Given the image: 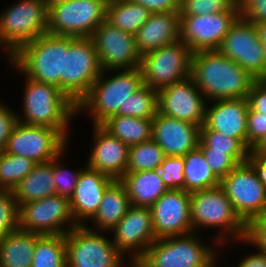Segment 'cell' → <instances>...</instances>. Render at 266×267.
<instances>
[{
  "label": "cell",
  "instance_id": "e0dca14e",
  "mask_svg": "<svg viewBox=\"0 0 266 267\" xmlns=\"http://www.w3.org/2000/svg\"><path fill=\"white\" fill-rule=\"evenodd\" d=\"M239 17V12L180 16V40L193 53L218 50L223 38Z\"/></svg>",
  "mask_w": 266,
  "mask_h": 267
},
{
  "label": "cell",
  "instance_id": "ffe728a7",
  "mask_svg": "<svg viewBox=\"0 0 266 267\" xmlns=\"http://www.w3.org/2000/svg\"><path fill=\"white\" fill-rule=\"evenodd\" d=\"M113 243L126 255L145 254L156 240L150 207L130 206L124 217L110 230Z\"/></svg>",
  "mask_w": 266,
  "mask_h": 267
},
{
  "label": "cell",
  "instance_id": "d4e9b609",
  "mask_svg": "<svg viewBox=\"0 0 266 267\" xmlns=\"http://www.w3.org/2000/svg\"><path fill=\"white\" fill-rule=\"evenodd\" d=\"M134 36L141 55L180 40L179 11L152 13Z\"/></svg>",
  "mask_w": 266,
  "mask_h": 267
},
{
  "label": "cell",
  "instance_id": "9c48e42d",
  "mask_svg": "<svg viewBox=\"0 0 266 267\" xmlns=\"http://www.w3.org/2000/svg\"><path fill=\"white\" fill-rule=\"evenodd\" d=\"M65 240L67 267H120L125 257L113 241L87 224L72 228Z\"/></svg>",
  "mask_w": 266,
  "mask_h": 267
},
{
  "label": "cell",
  "instance_id": "681fc988",
  "mask_svg": "<svg viewBox=\"0 0 266 267\" xmlns=\"http://www.w3.org/2000/svg\"><path fill=\"white\" fill-rule=\"evenodd\" d=\"M247 161L255 169L260 182L266 186V153H250Z\"/></svg>",
  "mask_w": 266,
  "mask_h": 267
},
{
  "label": "cell",
  "instance_id": "ba28073f",
  "mask_svg": "<svg viewBox=\"0 0 266 267\" xmlns=\"http://www.w3.org/2000/svg\"><path fill=\"white\" fill-rule=\"evenodd\" d=\"M109 0H69L48 8L47 33L91 37L106 19Z\"/></svg>",
  "mask_w": 266,
  "mask_h": 267
},
{
  "label": "cell",
  "instance_id": "277c9868",
  "mask_svg": "<svg viewBox=\"0 0 266 267\" xmlns=\"http://www.w3.org/2000/svg\"><path fill=\"white\" fill-rule=\"evenodd\" d=\"M191 224L193 232L199 227L219 228L221 233L215 236V244H221L226 237L243 241L246 236V224L236 214L232 203L221 186L190 193ZM232 235V236H231ZM222 240V241H221Z\"/></svg>",
  "mask_w": 266,
  "mask_h": 267
},
{
  "label": "cell",
  "instance_id": "9f6ffc18",
  "mask_svg": "<svg viewBox=\"0 0 266 267\" xmlns=\"http://www.w3.org/2000/svg\"><path fill=\"white\" fill-rule=\"evenodd\" d=\"M67 1H69V0H44V3L46 5V8L48 9L52 6H55V5L61 4V3H65Z\"/></svg>",
  "mask_w": 266,
  "mask_h": 267
},
{
  "label": "cell",
  "instance_id": "603a6c76",
  "mask_svg": "<svg viewBox=\"0 0 266 267\" xmlns=\"http://www.w3.org/2000/svg\"><path fill=\"white\" fill-rule=\"evenodd\" d=\"M206 105L204 124L211 130L240 140L247 147V98H230L210 101ZM214 102V104H213Z\"/></svg>",
  "mask_w": 266,
  "mask_h": 267
},
{
  "label": "cell",
  "instance_id": "8fae6325",
  "mask_svg": "<svg viewBox=\"0 0 266 267\" xmlns=\"http://www.w3.org/2000/svg\"><path fill=\"white\" fill-rule=\"evenodd\" d=\"M220 186L246 225L266 213V186L248 161L238 164L221 180Z\"/></svg>",
  "mask_w": 266,
  "mask_h": 267
},
{
  "label": "cell",
  "instance_id": "cb8c5ba5",
  "mask_svg": "<svg viewBox=\"0 0 266 267\" xmlns=\"http://www.w3.org/2000/svg\"><path fill=\"white\" fill-rule=\"evenodd\" d=\"M114 179L105 173L85 167L82 169L73 195L70 197V209L77 225L90 221L99 209L107 186Z\"/></svg>",
  "mask_w": 266,
  "mask_h": 267
},
{
  "label": "cell",
  "instance_id": "ab89813d",
  "mask_svg": "<svg viewBox=\"0 0 266 267\" xmlns=\"http://www.w3.org/2000/svg\"><path fill=\"white\" fill-rule=\"evenodd\" d=\"M184 168L183 156H165L158 171L168 189L184 190Z\"/></svg>",
  "mask_w": 266,
  "mask_h": 267
},
{
  "label": "cell",
  "instance_id": "44dd1931",
  "mask_svg": "<svg viewBox=\"0 0 266 267\" xmlns=\"http://www.w3.org/2000/svg\"><path fill=\"white\" fill-rule=\"evenodd\" d=\"M152 139L166 156H184L199 147L200 126L157 113L152 123Z\"/></svg>",
  "mask_w": 266,
  "mask_h": 267
},
{
  "label": "cell",
  "instance_id": "816d5d0a",
  "mask_svg": "<svg viewBox=\"0 0 266 267\" xmlns=\"http://www.w3.org/2000/svg\"><path fill=\"white\" fill-rule=\"evenodd\" d=\"M131 257V258H130ZM129 257V264L130 267H157L145 254H140V255H132ZM125 259H122L120 267H124ZM123 264V265H122Z\"/></svg>",
  "mask_w": 266,
  "mask_h": 267
},
{
  "label": "cell",
  "instance_id": "2e32d148",
  "mask_svg": "<svg viewBox=\"0 0 266 267\" xmlns=\"http://www.w3.org/2000/svg\"><path fill=\"white\" fill-rule=\"evenodd\" d=\"M218 51L240 65L256 80L266 72L263 45L257 27L241 17L231 26Z\"/></svg>",
  "mask_w": 266,
  "mask_h": 267
},
{
  "label": "cell",
  "instance_id": "52a82bcc",
  "mask_svg": "<svg viewBox=\"0 0 266 267\" xmlns=\"http://www.w3.org/2000/svg\"><path fill=\"white\" fill-rule=\"evenodd\" d=\"M193 52L182 40L141 55L143 84L160 90L191 76Z\"/></svg>",
  "mask_w": 266,
  "mask_h": 267
},
{
  "label": "cell",
  "instance_id": "f6af8a7d",
  "mask_svg": "<svg viewBox=\"0 0 266 267\" xmlns=\"http://www.w3.org/2000/svg\"><path fill=\"white\" fill-rule=\"evenodd\" d=\"M240 17L257 24L266 21V0H238Z\"/></svg>",
  "mask_w": 266,
  "mask_h": 267
},
{
  "label": "cell",
  "instance_id": "7a4b0ae2",
  "mask_svg": "<svg viewBox=\"0 0 266 267\" xmlns=\"http://www.w3.org/2000/svg\"><path fill=\"white\" fill-rule=\"evenodd\" d=\"M25 78V118L18 116L19 122L57 129L68 140V125L77 113V104L59 87Z\"/></svg>",
  "mask_w": 266,
  "mask_h": 267
},
{
  "label": "cell",
  "instance_id": "d590c367",
  "mask_svg": "<svg viewBox=\"0 0 266 267\" xmlns=\"http://www.w3.org/2000/svg\"><path fill=\"white\" fill-rule=\"evenodd\" d=\"M36 163L27 157L0 154V189L11 190L18 185L34 168Z\"/></svg>",
  "mask_w": 266,
  "mask_h": 267
},
{
  "label": "cell",
  "instance_id": "ac0fdd59",
  "mask_svg": "<svg viewBox=\"0 0 266 267\" xmlns=\"http://www.w3.org/2000/svg\"><path fill=\"white\" fill-rule=\"evenodd\" d=\"M157 94L158 113L200 127L204 124L207 100L191 76L158 90Z\"/></svg>",
  "mask_w": 266,
  "mask_h": 267
},
{
  "label": "cell",
  "instance_id": "f1b7e54d",
  "mask_svg": "<svg viewBox=\"0 0 266 267\" xmlns=\"http://www.w3.org/2000/svg\"><path fill=\"white\" fill-rule=\"evenodd\" d=\"M53 180L52 160L35 164L33 170L13 189L18 205L57 194Z\"/></svg>",
  "mask_w": 266,
  "mask_h": 267
},
{
  "label": "cell",
  "instance_id": "680465c9",
  "mask_svg": "<svg viewBox=\"0 0 266 267\" xmlns=\"http://www.w3.org/2000/svg\"><path fill=\"white\" fill-rule=\"evenodd\" d=\"M259 80L262 81L266 85V72Z\"/></svg>",
  "mask_w": 266,
  "mask_h": 267
},
{
  "label": "cell",
  "instance_id": "1f68e13d",
  "mask_svg": "<svg viewBox=\"0 0 266 267\" xmlns=\"http://www.w3.org/2000/svg\"><path fill=\"white\" fill-rule=\"evenodd\" d=\"M184 157V190L192 193L220 186L221 180L213 173L202 150L198 147Z\"/></svg>",
  "mask_w": 266,
  "mask_h": 267
},
{
  "label": "cell",
  "instance_id": "ee69618b",
  "mask_svg": "<svg viewBox=\"0 0 266 267\" xmlns=\"http://www.w3.org/2000/svg\"><path fill=\"white\" fill-rule=\"evenodd\" d=\"M243 242L256 246L258 252L266 254V213L246 225V236Z\"/></svg>",
  "mask_w": 266,
  "mask_h": 267
},
{
  "label": "cell",
  "instance_id": "7dc6e473",
  "mask_svg": "<svg viewBox=\"0 0 266 267\" xmlns=\"http://www.w3.org/2000/svg\"><path fill=\"white\" fill-rule=\"evenodd\" d=\"M247 100L253 111L266 115V85L262 81L253 82Z\"/></svg>",
  "mask_w": 266,
  "mask_h": 267
},
{
  "label": "cell",
  "instance_id": "db71d44e",
  "mask_svg": "<svg viewBox=\"0 0 266 267\" xmlns=\"http://www.w3.org/2000/svg\"><path fill=\"white\" fill-rule=\"evenodd\" d=\"M259 33L261 42H266V21L255 24Z\"/></svg>",
  "mask_w": 266,
  "mask_h": 267
},
{
  "label": "cell",
  "instance_id": "f546056e",
  "mask_svg": "<svg viewBox=\"0 0 266 267\" xmlns=\"http://www.w3.org/2000/svg\"><path fill=\"white\" fill-rule=\"evenodd\" d=\"M151 12L132 0H109L106 19L110 25L135 35L150 18Z\"/></svg>",
  "mask_w": 266,
  "mask_h": 267
},
{
  "label": "cell",
  "instance_id": "3957f363",
  "mask_svg": "<svg viewBox=\"0 0 266 267\" xmlns=\"http://www.w3.org/2000/svg\"><path fill=\"white\" fill-rule=\"evenodd\" d=\"M117 72V75L107 76L106 79V71H102L77 104V113L88 109L93 125H101L113 115L125 116V103L129 96L144 85L140 68Z\"/></svg>",
  "mask_w": 266,
  "mask_h": 267
},
{
  "label": "cell",
  "instance_id": "5bb4252c",
  "mask_svg": "<svg viewBox=\"0 0 266 267\" xmlns=\"http://www.w3.org/2000/svg\"><path fill=\"white\" fill-rule=\"evenodd\" d=\"M67 143L57 129L19 122L7 140L5 152L44 163L59 156Z\"/></svg>",
  "mask_w": 266,
  "mask_h": 267
},
{
  "label": "cell",
  "instance_id": "e575fe53",
  "mask_svg": "<svg viewBox=\"0 0 266 267\" xmlns=\"http://www.w3.org/2000/svg\"><path fill=\"white\" fill-rule=\"evenodd\" d=\"M165 156L153 139L129 146L126 173L158 170Z\"/></svg>",
  "mask_w": 266,
  "mask_h": 267
},
{
  "label": "cell",
  "instance_id": "60d3db41",
  "mask_svg": "<svg viewBox=\"0 0 266 267\" xmlns=\"http://www.w3.org/2000/svg\"><path fill=\"white\" fill-rule=\"evenodd\" d=\"M65 152L63 151L59 156L52 159V174H53V182L56 188V193L60 196H65L70 199L73 195L78 177L82 171L76 170L75 172H69L66 168L61 166L62 163H59L58 160H61L59 157Z\"/></svg>",
  "mask_w": 266,
  "mask_h": 267
},
{
  "label": "cell",
  "instance_id": "7402d4cb",
  "mask_svg": "<svg viewBox=\"0 0 266 267\" xmlns=\"http://www.w3.org/2000/svg\"><path fill=\"white\" fill-rule=\"evenodd\" d=\"M93 148L87 167L119 180L126 173L129 146L112 136L101 125H93Z\"/></svg>",
  "mask_w": 266,
  "mask_h": 267
},
{
  "label": "cell",
  "instance_id": "7bdbcfd3",
  "mask_svg": "<svg viewBox=\"0 0 266 267\" xmlns=\"http://www.w3.org/2000/svg\"><path fill=\"white\" fill-rule=\"evenodd\" d=\"M213 173L222 180L238 163L225 151L202 150Z\"/></svg>",
  "mask_w": 266,
  "mask_h": 267
},
{
  "label": "cell",
  "instance_id": "6da1fadb",
  "mask_svg": "<svg viewBox=\"0 0 266 267\" xmlns=\"http://www.w3.org/2000/svg\"><path fill=\"white\" fill-rule=\"evenodd\" d=\"M191 77L203 96L211 101L247 98L256 80L218 50L193 53Z\"/></svg>",
  "mask_w": 266,
  "mask_h": 267
},
{
  "label": "cell",
  "instance_id": "4fadbf2b",
  "mask_svg": "<svg viewBox=\"0 0 266 267\" xmlns=\"http://www.w3.org/2000/svg\"><path fill=\"white\" fill-rule=\"evenodd\" d=\"M48 9L44 0H23L0 15L3 37L17 52L23 45L47 34Z\"/></svg>",
  "mask_w": 266,
  "mask_h": 267
},
{
  "label": "cell",
  "instance_id": "30bf717a",
  "mask_svg": "<svg viewBox=\"0 0 266 267\" xmlns=\"http://www.w3.org/2000/svg\"><path fill=\"white\" fill-rule=\"evenodd\" d=\"M210 248L192 232L156 239L145 255L157 267H216V251Z\"/></svg>",
  "mask_w": 266,
  "mask_h": 267
},
{
  "label": "cell",
  "instance_id": "74e56055",
  "mask_svg": "<svg viewBox=\"0 0 266 267\" xmlns=\"http://www.w3.org/2000/svg\"><path fill=\"white\" fill-rule=\"evenodd\" d=\"M239 12L238 0H181L179 16Z\"/></svg>",
  "mask_w": 266,
  "mask_h": 267
},
{
  "label": "cell",
  "instance_id": "83f0119b",
  "mask_svg": "<svg viewBox=\"0 0 266 267\" xmlns=\"http://www.w3.org/2000/svg\"><path fill=\"white\" fill-rule=\"evenodd\" d=\"M40 234L17 228L0 241V267H31Z\"/></svg>",
  "mask_w": 266,
  "mask_h": 267
},
{
  "label": "cell",
  "instance_id": "c3c4849f",
  "mask_svg": "<svg viewBox=\"0 0 266 267\" xmlns=\"http://www.w3.org/2000/svg\"><path fill=\"white\" fill-rule=\"evenodd\" d=\"M144 6L151 13L179 11L181 0H132Z\"/></svg>",
  "mask_w": 266,
  "mask_h": 267
},
{
  "label": "cell",
  "instance_id": "836d02e7",
  "mask_svg": "<svg viewBox=\"0 0 266 267\" xmlns=\"http://www.w3.org/2000/svg\"><path fill=\"white\" fill-rule=\"evenodd\" d=\"M199 148L225 151L238 164L247 162L250 154V150L240 140L211 130L205 124L200 127Z\"/></svg>",
  "mask_w": 266,
  "mask_h": 267
},
{
  "label": "cell",
  "instance_id": "7c38bea8",
  "mask_svg": "<svg viewBox=\"0 0 266 267\" xmlns=\"http://www.w3.org/2000/svg\"><path fill=\"white\" fill-rule=\"evenodd\" d=\"M76 226L69 198L65 196L55 194L19 206V228L22 230L40 235H65Z\"/></svg>",
  "mask_w": 266,
  "mask_h": 267
},
{
  "label": "cell",
  "instance_id": "11a10c76",
  "mask_svg": "<svg viewBox=\"0 0 266 267\" xmlns=\"http://www.w3.org/2000/svg\"><path fill=\"white\" fill-rule=\"evenodd\" d=\"M250 153H266V136Z\"/></svg>",
  "mask_w": 266,
  "mask_h": 267
},
{
  "label": "cell",
  "instance_id": "8992f818",
  "mask_svg": "<svg viewBox=\"0 0 266 267\" xmlns=\"http://www.w3.org/2000/svg\"><path fill=\"white\" fill-rule=\"evenodd\" d=\"M64 63V36L43 34L16 52L15 69L24 77L61 89Z\"/></svg>",
  "mask_w": 266,
  "mask_h": 267
},
{
  "label": "cell",
  "instance_id": "f907efd6",
  "mask_svg": "<svg viewBox=\"0 0 266 267\" xmlns=\"http://www.w3.org/2000/svg\"><path fill=\"white\" fill-rule=\"evenodd\" d=\"M237 267H266V254L256 252L243 258Z\"/></svg>",
  "mask_w": 266,
  "mask_h": 267
},
{
  "label": "cell",
  "instance_id": "bcb514c9",
  "mask_svg": "<svg viewBox=\"0 0 266 267\" xmlns=\"http://www.w3.org/2000/svg\"><path fill=\"white\" fill-rule=\"evenodd\" d=\"M18 114L0 103V154L5 152L7 140L19 123Z\"/></svg>",
  "mask_w": 266,
  "mask_h": 267
},
{
  "label": "cell",
  "instance_id": "d6a6232c",
  "mask_svg": "<svg viewBox=\"0 0 266 267\" xmlns=\"http://www.w3.org/2000/svg\"><path fill=\"white\" fill-rule=\"evenodd\" d=\"M31 267H67L65 235H40Z\"/></svg>",
  "mask_w": 266,
  "mask_h": 267
},
{
  "label": "cell",
  "instance_id": "f5cc1de1",
  "mask_svg": "<svg viewBox=\"0 0 266 267\" xmlns=\"http://www.w3.org/2000/svg\"><path fill=\"white\" fill-rule=\"evenodd\" d=\"M0 45L1 46L5 45L3 50L7 51L8 55L7 58L8 60H10L9 62H11L12 63L11 65L14 67L16 63V51L9 45V43L3 37L1 25H0Z\"/></svg>",
  "mask_w": 266,
  "mask_h": 267
},
{
  "label": "cell",
  "instance_id": "d6986e66",
  "mask_svg": "<svg viewBox=\"0 0 266 267\" xmlns=\"http://www.w3.org/2000/svg\"><path fill=\"white\" fill-rule=\"evenodd\" d=\"M191 197L185 190L168 189L150 207L156 239L193 232Z\"/></svg>",
  "mask_w": 266,
  "mask_h": 267
},
{
  "label": "cell",
  "instance_id": "4316f807",
  "mask_svg": "<svg viewBox=\"0 0 266 267\" xmlns=\"http://www.w3.org/2000/svg\"><path fill=\"white\" fill-rule=\"evenodd\" d=\"M131 206L126 188L120 180H113L106 188L98 211L90 220L99 231L111 230Z\"/></svg>",
  "mask_w": 266,
  "mask_h": 267
},
{
  "label": "cell",
  "instance_id": "8d00e7d4",
  "mask_svg": "<svg viewBox=\"0 0 266 267\" xmlns=\"http://www.w3.org/2000/svg\"><path fill=\"white\" fill-rule=\"evenodd\" d=\"M157 113V90L147 85L140 87L125 103V116L153 119Z\"/></svg>",
  "mask_w": 266,
  "mask_h": 267
},
{
  "label": "cell",
  "instance_id": "4dcf8cb0",
  "mask_svg": "<svg viewBox=\"0 0 266 267\" xmlns=\"http://www.w3.org/2000/svg\"><path fill=\"white\" fill-rule=\"evenodd\" d=\"M153 119L113 115L101 126L128 146L152 139Z\"/></svg>",
  "mask_w": 266,
  "mask_h": 267
},
{
  "label": "cell",
  "instance_id": "5b68a950",
  "mask_svg": "<svg viewBox=\"0 0 266 267\" xmlns=\"http://www.w3.org/2000/svg\"><path fill=\"white\" fill-rule=\"evenodd\" d=\"M102 71L91 37L64 36L61 90L75 104L88 93Z\"/></svg>",
  "mask_w": 266,
  "mask_h": 267
},
{
  "label": "cell",
  "instance_id": "6f0895ef",
  "mask_svg": "<svg viewBox=\"0 0 266 267\" xmlns=\"http://www.w3.org/2000/svg\"><path fill=\"white\" fill-rule=\"evenodd\" d=\"M262 45H263L264 59H265V62H266V42H262Z\"/></svg>",
  "mask_w": 266,
  "mask_h": 267
},
{
  "label": "cell",
  "instance_id": "b9f144b4",
  "mask_svg": "<svg viewBox=\"0 0 266 267\" xmlns=\"http://www.w3.org/2000/svg\"><path fill=\"white\" fill-rule=\"evenodd\" d=\"M266 136V115L253 111L250 107L247 119V148L251 151Z\"/></svg>",
  "mask_w": 266,
  "mask_h": 267
},
{
  "label": "cell",
  "instance_id": "484cf974",
  "mask_svg": "<svg viewBox=\"0 0 266 267\" xmlns=\"http://www.w3.org/2000/svg\"><path fill=\"white\" fill-rule=\"evenodd\" d=\"M119 180L132 206L151 207L168 190L158 170L125 173Z\"/></svg>",
  "mask_w": 266,
  "mask_h": 267
},
{
  "label": "cell",
  "instance_id": "f35d334b",
  "mask_svg": "<svg viewBox=\"0 0 266 267\" xmlns=\"http://www.w3.org/2000/svg\"><path fill=\"white\" fill-rule=\"evenodd\" d=\"M19 228V205L13 191L0 189V241Z\"/></svg>",
  "mask_w": 266,
  "mask_h": 267
},
{
  "label": "cell",
  "instance_id": "9a60e30c",
  "mask_svg": "<svg viewBox=\"0 0 266 267\" xmlns=\"http://www.w3.org/2000/svg\"><path fill=\"white\" fill-rule=\"evenodd\" d=\"M103 71L140 68L135 36L103 21L91 35Z\"/></svg>",
  "mask_w": 266,
  "mask_h": 267
}]
</instances>
